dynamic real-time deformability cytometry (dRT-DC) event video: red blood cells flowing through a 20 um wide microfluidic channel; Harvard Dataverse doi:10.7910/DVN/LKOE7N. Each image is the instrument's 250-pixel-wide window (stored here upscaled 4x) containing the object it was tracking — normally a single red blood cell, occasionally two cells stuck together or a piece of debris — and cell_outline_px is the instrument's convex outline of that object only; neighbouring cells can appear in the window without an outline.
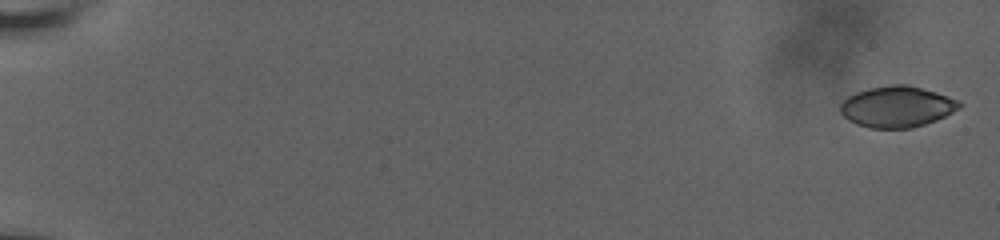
{"species": "human", "species_latin": "Homo sapiens", "temperature_condition": "room temperature", "stored_images_in_passage": 70, "camera_frame_rate_fps": 3000, "um_per_image_px": 0.085, "donor": {"sex": "male"}, "frame": {"image": 1, "passage_image": 1, "time_ms": 0.0, "image_size_px": [1000, 240], "cell_outline_px": [[964, 104], [960, 108], [936, 120], [912, 128], [868, 128], [856, 124], [848, 120], [840, 112], [840, 104], [848, 96], [856, 92], [868, 88], [892, 84], [908, 84], [936, 92], [960, 100]], "centroid_in_image_um": [76.25, 9.06], "position_along_channel_um": 8.8, "area_um2": 28.67}}
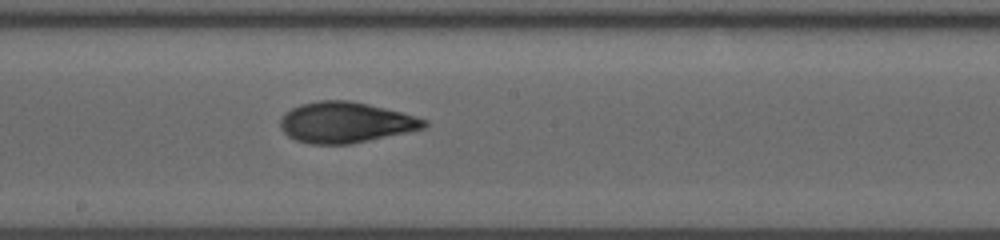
{"frame": {"image": 2, "passage_image": 40, "time_ms": 11.667, "image_size_px": [1000, 240], "cell_outline_px": [[428, 124], [424, 128], [408, 132], [348, 144], [308, 144], [296, 140], [288, 136], [280, 128], [280, 120], [292, 108], [300, 104], [320, 100], [348, 100], [368, 104], [416, 116], [428, 120]], "centroid_in_image_um": [29.37, 10.41], "position_along_channel_um": 218.8, "area_um2": 33.93}}
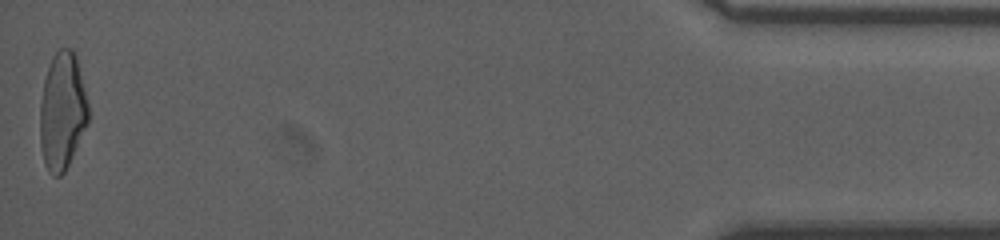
{"frame": {"image": 3, "passage_image": 70, "time_ms": 19.667, "image_size_px": [1000, 240], "cell_outline_px": [[88, 124], [64, 172], [60, 176], [52, 176], [48, 172], [44, 164], [40, 144], [40, 100], [44, 80], [52, 56], [60, 48], [72, 48], [76, 52], [88, 104]], "centroid_in_image_um": [5.29, 9.44], "position_along_channel_um": 429.9, "area_um2": 33.29}, "authors_computed_cell_mechanics": {"area_um2": 32.4258, "velocity_mm_per_s": 3.6815, "shape_relaxation_time_tau1_ms": 6.2617, "shape_relaxation_time_tau2_ms": 1.8773, "deformation_change_tau1": 0.2384, "deformation_change_tau2": 0.0843}}